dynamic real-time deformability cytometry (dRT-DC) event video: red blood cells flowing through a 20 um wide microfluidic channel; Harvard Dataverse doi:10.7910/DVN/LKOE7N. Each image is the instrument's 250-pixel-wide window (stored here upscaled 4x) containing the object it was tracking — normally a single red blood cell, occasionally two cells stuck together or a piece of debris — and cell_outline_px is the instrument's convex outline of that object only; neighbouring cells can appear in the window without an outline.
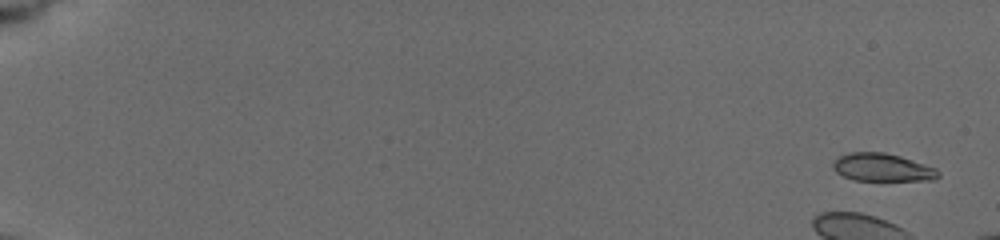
{"species": "common noctule bat (a hibernating species)", "species_latin": "Nyctalus noctula", "temperature_condition": "cold", "stored_images_in_passage": 24, "camera_frame_rate_fps": 3000, "um_per_image_px": 0.085, "animal": {"sex": "female", "body_mass_g": 19.5, "forearm_length_mm": 54.1}, "frame": {"image": 1, "passage_image": 1, "time_ms": 0.0, "image_size_px": [1000, 240], "cell_outline_px": [[940, 176], [932, 180], [852, 180], [836, 172], [832, 164], [840, 156], [848, 152], [884, 152], [900, 156], [936, 168], [940, 172]], "centroid_in_image_um": [75.01, 14.23], "position_along_channel_um": 10.0, "area_um2": 16.99}}
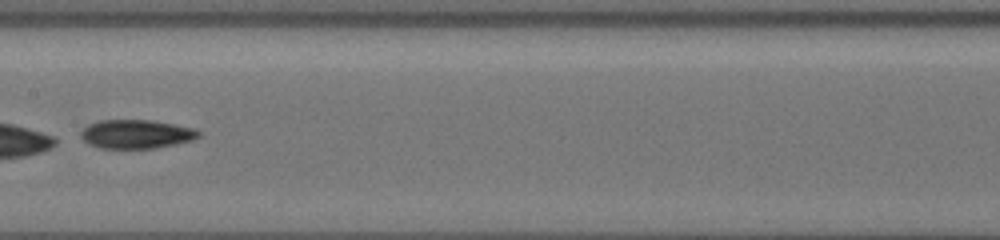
{"frame": {"image": 2, "passage_image": 11, "time_ms": 10.0, "image_size_px": [1000, 240], "cell_outline_px": [[200, 136], [192, 140], [176, 144], [156, 148], [100, 148], [88, 144], [80, 136], [80, 132], [88, 124], [100, 120], [148, 120], [172, 124], [192, 128], [200, 132]], "centroid_in_image_um": [11.55, 11.4], "position_along_channel_um": 195.9, "area_um2": 19.65}}